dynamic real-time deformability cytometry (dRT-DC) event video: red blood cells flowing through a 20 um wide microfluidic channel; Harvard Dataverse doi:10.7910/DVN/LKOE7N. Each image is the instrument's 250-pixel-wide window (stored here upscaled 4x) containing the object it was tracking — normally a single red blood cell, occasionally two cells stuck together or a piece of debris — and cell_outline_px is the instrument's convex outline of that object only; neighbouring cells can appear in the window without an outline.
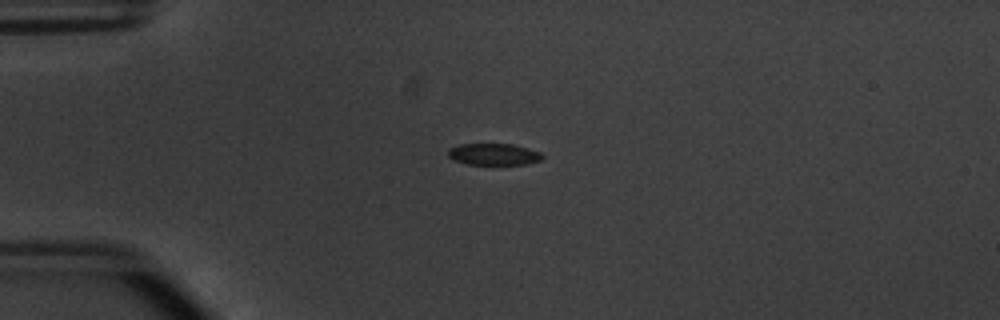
{"species": "common noctule bat (a hibernating species)", "species_latin": "Nyctalus noctula", "temperature_condition": "warm", "stored_images_in_passage": 40, "camera_frame_rate_fps": 3000, "um_per_image_px": 0.085, "animal": {"sex": "male", "body_mass_g": 20.1, "forearm_length_mm": 53.5}, "frame": {"image": 1, "passage_image": 1, "time_ms": 0.0, "image_size_px": [1000, 320], "cell_outline_px": [[544, 156], [540, 160], [528, 164], [468, 164], [452, 160], [448, 156], [448, 148], [460, 144], [512, 144], [528, 148], [540, 152]], "centroid_in_image_um": [41.95, 13.11], "position_along_channel_um": 43.1, "area_um2": 11.91}}
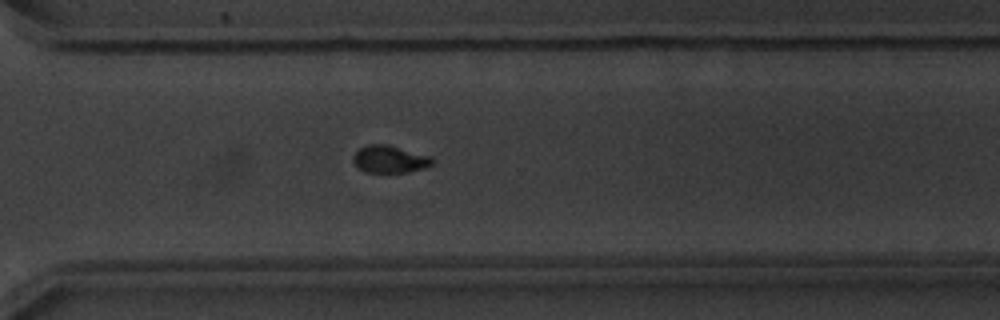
{"frame": {"image": 2, "passage_image": 26, "time_ms": 8.333, "image_size_px": [1000, 320], "cell_outline_px": [[436, 160], [432, 164], [424, 168], [408, 172], [364, 172], [352, 160], [352, 156], [360, 148], [368, 144], [388, 144], [432, 156]], "centroid_in_image_um": [33.16, 13.52], "position_along_channel_um": 337.4, "area_um2": 12.72}}
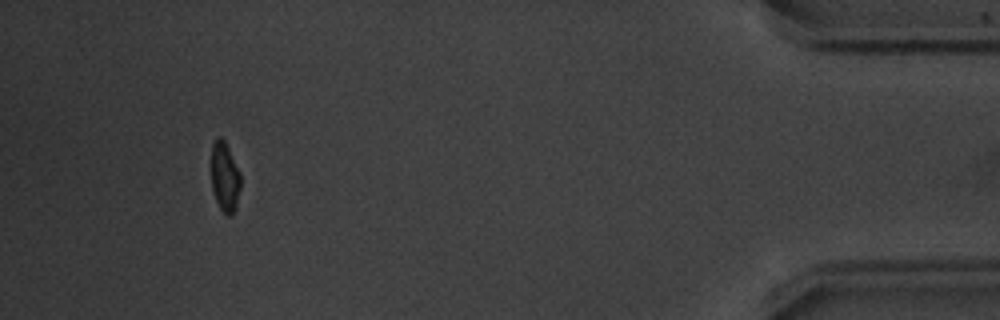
{"frame": {"image": 3, "passage_image": 37, "time_ms": 12.0, "image_size_px": [1000, 320], "cell_outline_px": [[240, 188], [236, 208], [232, 216], [228, 216], [220, 208], [216, 200], [212, 188], [212, 144], [216, 136], [220, 136], [224, 140], [240, 172]], "centroid_in_image_um": [19.12, 15.05], "position_along_channel_um": 416.1, "area_um2": 11.85}, "authors_computed_cell_mechanics": {"area_um2": 12.8894, "velocity_mm_per_s": 3.8418, "shape_relaxation_time_tau1_ms": 3.2018, "shape_relaxation_time_tau2_ms": null, "deformation_change_tau1": 0.0952, "deformation_change_tau2": null}}